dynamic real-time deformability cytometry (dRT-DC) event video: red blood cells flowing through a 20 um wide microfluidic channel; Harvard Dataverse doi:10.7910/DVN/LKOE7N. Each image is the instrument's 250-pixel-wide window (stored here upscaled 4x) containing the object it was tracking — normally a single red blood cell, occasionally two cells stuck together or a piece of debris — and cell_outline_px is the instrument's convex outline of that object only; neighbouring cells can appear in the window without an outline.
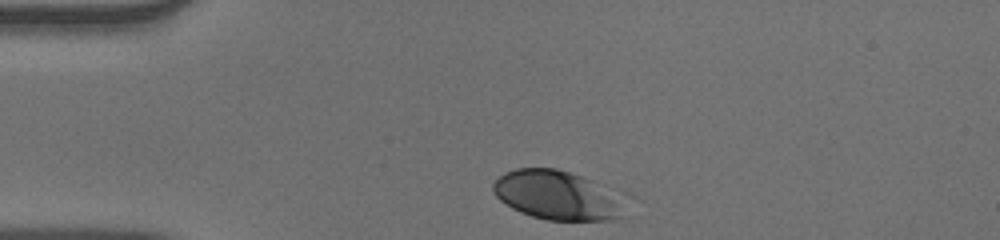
{"species": "human", "species_latin": "Homo sapiens", "temperature_condition": "warm", "stored_images_in_passage": 33, "camera_frame_rate_fps": 3000, "um_per_image_px": 0.085, "donor": {"sex": "male"}, "frame": {"image": 1, "passage_image": 1, "time_ms": 0.0, "image_size_px": [1000, 240], "cell_outline_px": [[624, 196], [616, 216], [612, 220], [548, 220], [532, 216], [520, 212], [512, 208], [500, 200], [496, 196], [492, 188], [492, 184], [504, 172], [516, 168], [556, 168], [616, 188], [624, 192]], "centroid_in_image_um": [47.37, 16.57], "position_along_channel_um": 37.6, "area_um2": 37.92}}
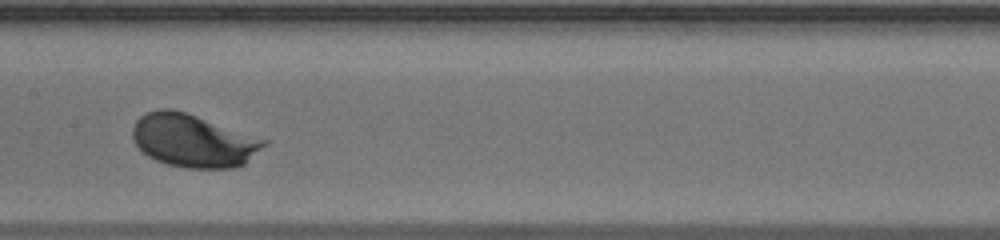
{"frame": {"image": 2, "passage_image": 16, "time_ms": 5.0, "image_size_px": [1000, 240], "cell_outline_px": [[268, 144], [244, 164], [236, 168], [188, 168], [168, 164], [156, 160], [148, 156], [132, 140], [132, 128], [136, 120], [140, 116], [156, 108], [172, 108], [268, 140]], "centroid_in_image_um": [16.42, 11.95], "position_along_channel_um": 191.0, "area_um2": 40.4}}
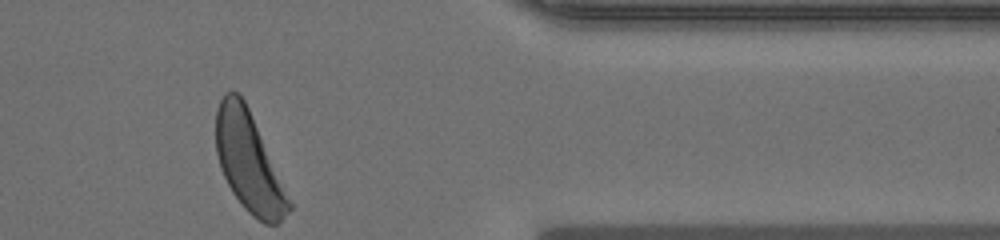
{"frame": {"image": 3, "passage_image": 33, "time_ms": 10.667, "image_size_px": [1000, 240], "cell_outline_px": [[292, 208], [276, 224], [264, 224], [252, 216], [244, 208], [232, 192], [220, 168], [216, 152], [216, 112], [220, 100], [224, 92], [236, 92], [244, 100], [248, 108], [292, 204]], "centroid_in_image_um": [21.12, 13.79], "position_along_channel_um": 390.3, "area_um2": 41.33}, "authors_computed_cell_mechanics": {"area_um2": 39.5352, "velocity_mm_per_s": 3.8784, "shape_relaxation_time_tau1_ms": 1.4291, "shape_relaxation_time_tau2_ms": null, "deformation_change_tau1": 0.1318, "deformation_change_tau2": null}}